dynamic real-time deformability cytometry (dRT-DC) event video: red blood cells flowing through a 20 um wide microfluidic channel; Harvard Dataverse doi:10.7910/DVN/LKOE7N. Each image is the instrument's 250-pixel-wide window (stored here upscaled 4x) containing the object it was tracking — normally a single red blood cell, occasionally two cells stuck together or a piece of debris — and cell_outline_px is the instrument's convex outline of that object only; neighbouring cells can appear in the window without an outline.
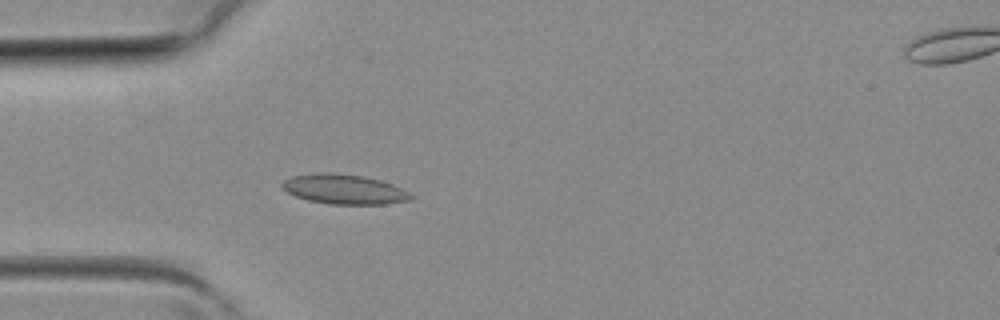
{"species": "common noctule bat (a hibernating species)", "species_latin": "Nyctalus noctula", "temperature_condition": "room temperature", "stored_images_in_passage": 4, "camera_frame_rate_fps": 3000, "um_per_image_px": 0.085, "animal": {"sex": "female", "body_mass_g": 19.3, "forearm_length_mm": 54.1}, "frame": {"image": 1, "passage_image": 4, "time_ms": 1.0, "image_size_px": [1000, 320], "cell_outline_px": [[416, 196], [408, 200], [388, 204], [328, 204], [308, 200], [296, 196], [288, 192], [280, 184], [284, 180], [292, 176], [320, 172], [328, 172], [364, 176], [380, 180], [392, 184]], "centroid_in_image_um": [29.26, 16.08], "position_along_channel_um": 55.7, "area_um2": 22.25}}